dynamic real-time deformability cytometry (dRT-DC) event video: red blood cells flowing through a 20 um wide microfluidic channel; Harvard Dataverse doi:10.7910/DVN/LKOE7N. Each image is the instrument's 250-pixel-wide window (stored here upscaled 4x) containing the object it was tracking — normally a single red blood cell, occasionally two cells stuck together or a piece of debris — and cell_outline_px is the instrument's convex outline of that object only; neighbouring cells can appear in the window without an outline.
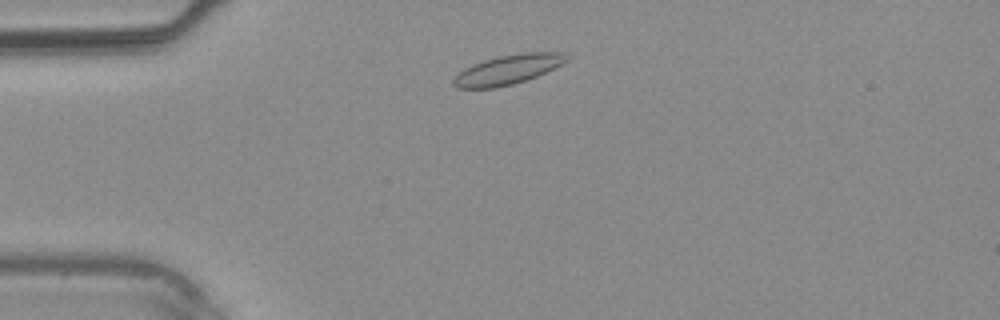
{"species": "common noctule bat (a hibernating species)", "species_latin": "Nyctalus noctula", "temperature_condition": "warm", "stored_images_in_passage": 34, "camera_frame_rate_fps": 3000, "um_per_image_px": 0.085, "animal": {"sex": "male", "body_mass_g": 20.4}, "frame": {"image": 1, "passage_image": 4, "time_ms": 1.0, "image_size_px": [1000, 320], "cell_outline_px": [[568, 60], [536, 76], [512, 84], [496, 88], [456, 88], [452, 84], [452, 80], [464, 68], [472, 64], [484, 60], [500, 56], [520, 52], [564, 52], [568, 56]], "centroid_in_image_um": [43.13, 5.91], "position_along_channel_um": 41.9, "area_um2": 19.25}}
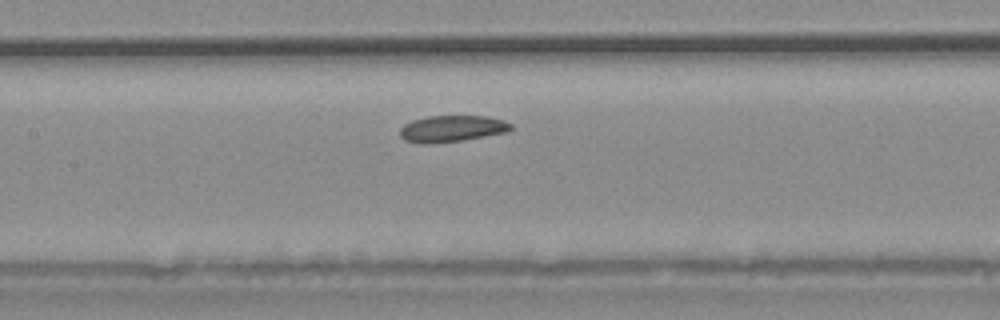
{"frame": {"image": 2, "passage_image": 13, "time_ms": 4.0, "image_size_px": [1000, 320], "cell_outline_px": [[512, 128], [508, 132], [460, 140], [432, 144], [420, 144], [404, 140], [400, 136], [400, 128], [404, 124], [412, 120], [428, 116], [484, 116], [504, 120], [512, 124]], "centroid_in_image_um": [38.38, 10.94], "position_along_channel_um": 169.0, "area_um2": 17.17}}
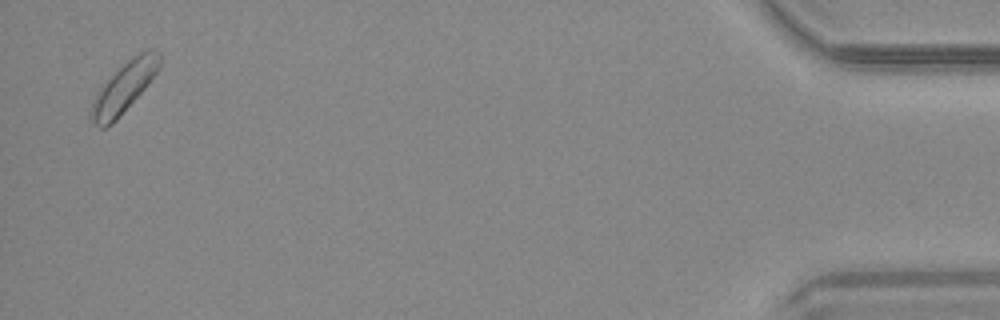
{"frame": {"image": 3, "passage_image": 33, "time_ms": 10.667, "image_size_px": [1000, 320], "cell_outline_px": [[160, 68], [144, 88], [116, 120], [112, 124], [104, 128], [100, 128], [92, 120], [92, 100], [100, 84], [132, 56], [148, 48], [152, 48], [160, 52]], "centroid_in_image_um": [10.54, 7.37], "position_along_channel_um": 424.7, "area_um2": 19.94}}